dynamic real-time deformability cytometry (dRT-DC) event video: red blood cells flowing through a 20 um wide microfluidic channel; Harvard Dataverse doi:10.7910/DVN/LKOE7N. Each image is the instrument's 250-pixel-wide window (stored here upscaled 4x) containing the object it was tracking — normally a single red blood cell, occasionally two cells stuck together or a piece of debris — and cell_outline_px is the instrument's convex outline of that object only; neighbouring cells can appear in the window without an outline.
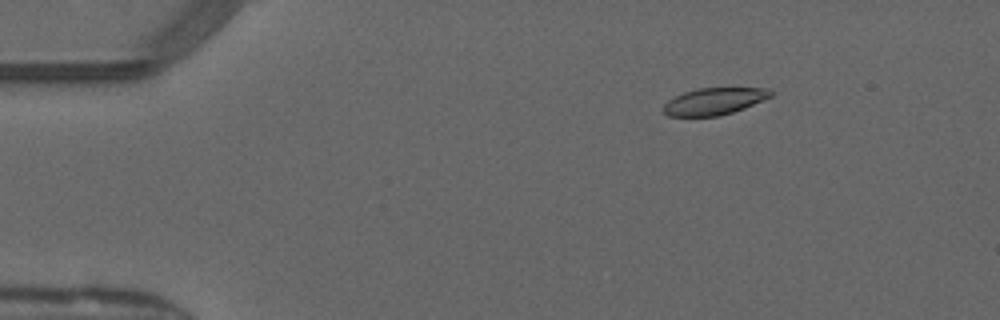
{"species": "common noctule bat (a hibernating species)", "species_latin": "Nyctalus noctula", "temperature_condition": "warm", "stored_images_in_passage": 51, "camera_frame_rate_fps": 3000, "um_per_image_px": 0.085, "animal": {"sex": "male", "forearm_length_mm": 52.5}, "frame": {"image": 1, "passage_image": 8, "time_ms": 2.333, "image_size_px": [1000, 320], "cell_outline_px": [[772, 96], [744, 108], [720, 116], [668, 116], [664, 112], [664, 104], [668, 100], [684, 92], [700, 88], [768, 88], [772, 92]], "centroid_in_image_um": [60.7, 8.61], "position_along_channel_um": 24.3, "area_um2": 16.65}}
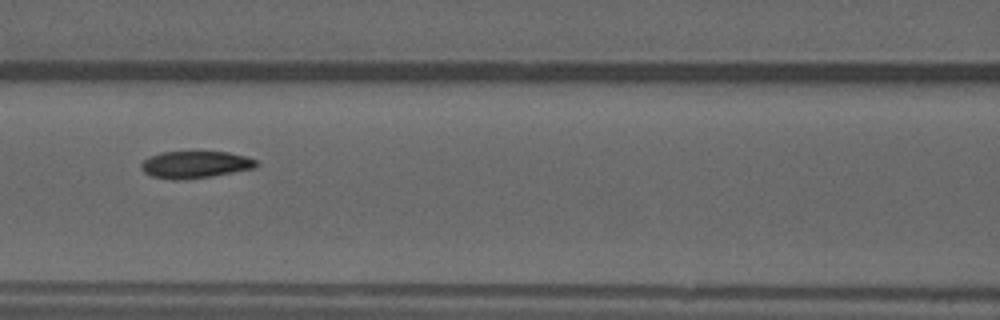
{"frame": {"image": 2, "passage_image": 23, "time_ms": 7.333, "image_size_px": [1000, 320], "cell_outline_px": [[260, 164], [256, 168], [212, 176], [176, 180], [172, 180], [152, 176], [144, 172], [140, 168], [140, 164], [144, 160], [160, 152], [228, 152], [244, 156], [256, 160]], "centroid_in_image_um": [16.6, 13.99], "position_along_channel_um": 150.0, "area_um2": 18.09}}
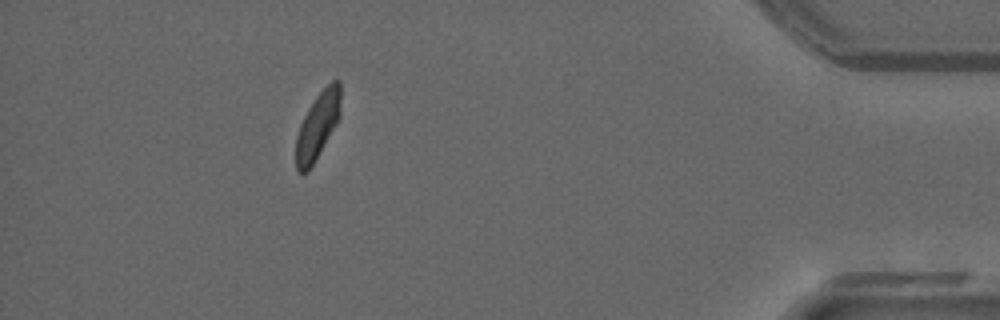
{"frame": {"image": 3, "passage_image": 46, "time_ms": 15.0, "image_size_px": [1000, 320], "cell_outline_px": [[340, 116], [336, 124], [308, 172], [296, 172], [296, 136], [300, 124], [308, 108], [316, 96], [332, 80], [340, 80]], "centroid_in_image_um": [26.99, 10.68], "position_along_channel_um": 408.2, "area_um2": 17.17}, "authors_computed_cell_mechanics": {"area_um2": 18.0914, "velocity_mm_per_s": 4.0836, "shape_relaxation_time_tau1_ms": null, "shape_relaxation_time_tau2_ms": 2.3897, "deformation_change_tau1": null, "deformation_change_tau2": 0.059}}